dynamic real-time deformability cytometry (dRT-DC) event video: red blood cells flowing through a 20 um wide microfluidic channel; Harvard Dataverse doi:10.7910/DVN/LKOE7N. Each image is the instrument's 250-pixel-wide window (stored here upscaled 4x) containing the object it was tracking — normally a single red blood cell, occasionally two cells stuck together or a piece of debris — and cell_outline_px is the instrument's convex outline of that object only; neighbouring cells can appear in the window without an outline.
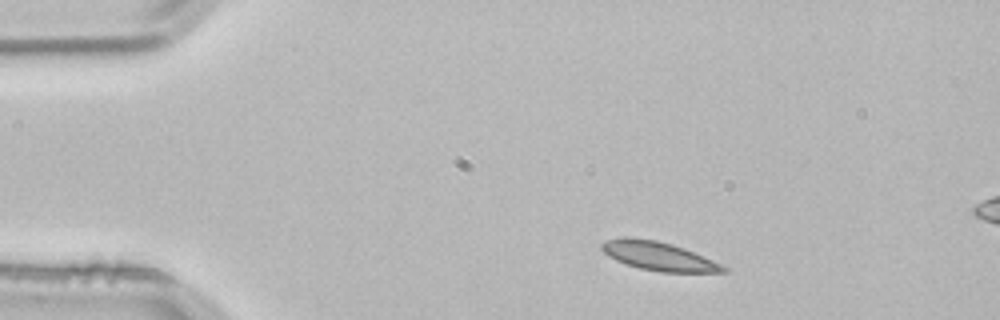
{"species": "common noctule bat (a hibernating species)", "species_latin": "Nyctalus noctula", "temperature_condition": "room temperature", "stored_images_in_passage": 3, "segment_of_instrument_passage": [1, 2], "camera_frame_rate_fps": 3000, "um_per_image_px": 0.085, "animal": {"sex": "male", "body_mass_g": 21.5, "forearm_length_mm": 52.0}, "frame": {"image": 1, "passage_image": 1, "time_ms": 0.0, "image_size_px": [1000, 320], "cell_outline_px": [[728, 272], [660, 272], [640, 268], [616, 260], [608, 256], [600, 248], [600, 244], [608, 240], [624, 236], [628, 236], [656, 240], [672, 244], [684, 248], [712, 260], [728, 268]], "centroid_in_image_um": [55.95, 21.76], "position_along_channel_um": 29.0, "area_um2": 20.23}}